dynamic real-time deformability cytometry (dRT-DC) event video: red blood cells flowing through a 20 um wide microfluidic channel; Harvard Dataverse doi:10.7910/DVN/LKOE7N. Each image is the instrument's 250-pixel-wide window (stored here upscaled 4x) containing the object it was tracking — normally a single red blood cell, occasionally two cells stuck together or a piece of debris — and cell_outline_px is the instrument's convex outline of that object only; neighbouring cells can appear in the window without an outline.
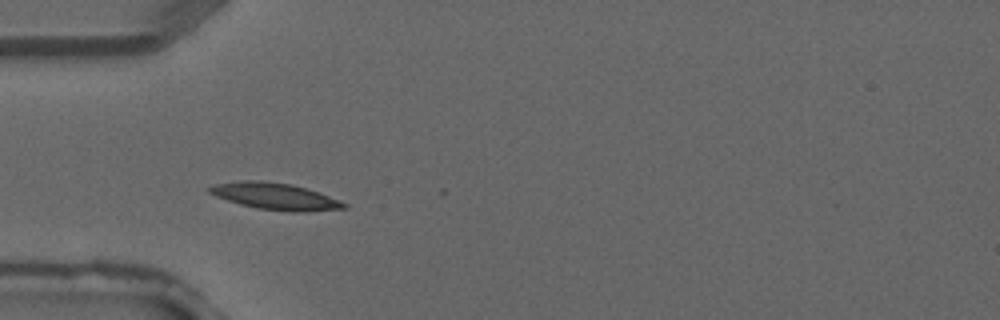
{"species": "common noctule bat (a hibernating species)", "species_latin": "Nyctalus noctula", "temperature_condition": "warm", "stored_images_in_passage": 4, "camera_frame_rate_fps": 3000, "um_per_image_px": 0.085, "animal": {"sex": "male", "forearm_length_mm": 52.5}, "frame": {"image": 1, "passage_image": 3, "time_ms": 0.667, "image_size_px": [1000, 320], "cell_outline_px": [[348, 208], [304, 212], [292, 212], [256, 208], [240, 204], [216, 196], [208, 192], [208, 188], [216, 184], [244, 180], [260, 180], [292, 184], [340, 200], [348, 204]], "centroid_in_image_um": [23.41, 16.69], "position_along_channel_um": 61.6, "area_um2": 20.75}}
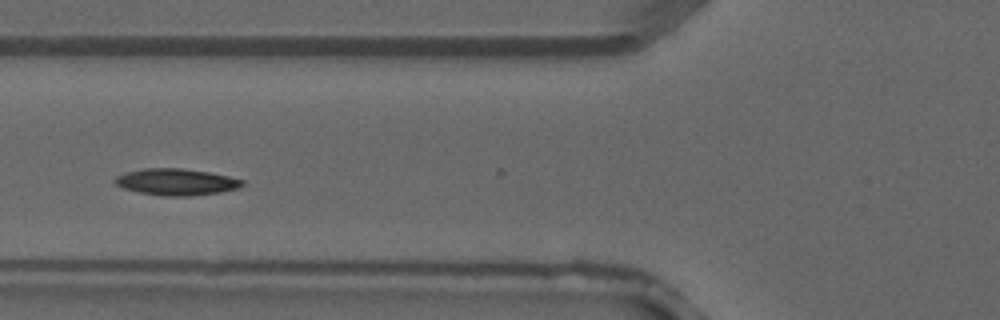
{"frame": {"image": 2, "passage_image": 4, "time_ms": 1.0, "image_size_px": [1000, 320], "cell_outline_px": [[244, 184], [240, 188], [220, 192], [188, 196], [164, 196], [140, 192], [124, 188], [116, 184], [112, 180], [116, 176], [128, 172], [144, 168], [180, 168], [208, 172], [228, 176], [244, 180]], "centroid_in_image_um": [15.0, 15.46], "position_along_channel_um": 110.8, "area_um2": 19.59}}